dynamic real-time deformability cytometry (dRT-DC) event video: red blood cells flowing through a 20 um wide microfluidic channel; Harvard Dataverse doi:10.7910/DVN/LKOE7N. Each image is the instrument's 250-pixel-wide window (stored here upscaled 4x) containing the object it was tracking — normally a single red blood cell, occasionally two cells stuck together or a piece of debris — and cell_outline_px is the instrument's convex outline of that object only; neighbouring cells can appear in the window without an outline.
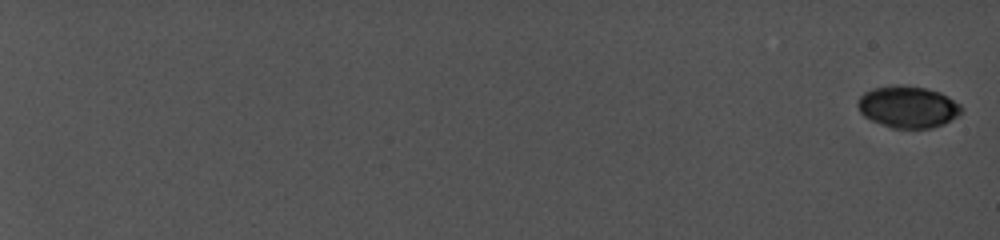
{"species": "common noctule bat (a hibernating species)", "species_latin": "Nyctalus noctula", "temperature_condition": "cold", "stored_images_in_passage": 14, "camera_frame_rate_fps": 5000, "um_per_image_px": 0.085, "animal": {"sex": "female", "body_mass_g": 19.0, "forearm_length_mm": 56.7}, "frame": {"image": 1, "passage_image": 1, "time_ms": 0.0, "image_size_px": [1000, 240], "cell_outline_px": [[960, 112], [956, 116], [944, 124], [932, 128], [892, 128], [872, 120], [864, 116], [860, 112], [856, 104], [860, 96], [864, 92], [872, 88], [896, 84], [904, 84], [924, 88], [940, 92], [948, 96], [960, 104]], "centroid_in_image_um": [77.14, 9.07], "position_along_channel_um": 7.9, "area_um2": 25.26}}
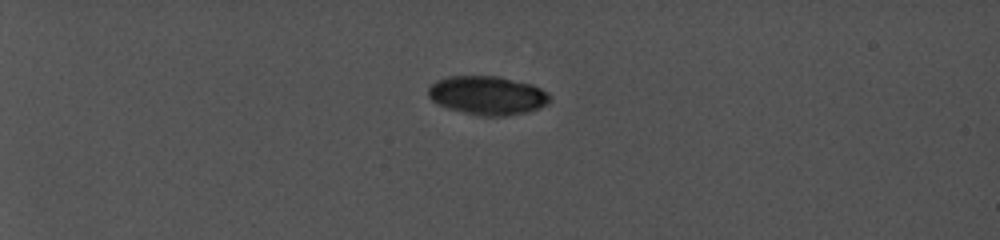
{"frame": {"image": 2, "passage_image": 10, "time_ms": 6.4, "image_size_px": [1000, 240], "cell_outline_px": [[552, 100], [548, 104], [540, 108], [528, 112], [508, 116], [476, 116], [448, 108], [436, 104], [428, 96], [428, 88], [436, 80], [448, 76], [500, 76], [532, 84], [548, 92], [552, 96]], "centroid_in_image_um": [41.47, 8.12], "position_along_channel_um": 43.5, "area_um2": 27.98}}